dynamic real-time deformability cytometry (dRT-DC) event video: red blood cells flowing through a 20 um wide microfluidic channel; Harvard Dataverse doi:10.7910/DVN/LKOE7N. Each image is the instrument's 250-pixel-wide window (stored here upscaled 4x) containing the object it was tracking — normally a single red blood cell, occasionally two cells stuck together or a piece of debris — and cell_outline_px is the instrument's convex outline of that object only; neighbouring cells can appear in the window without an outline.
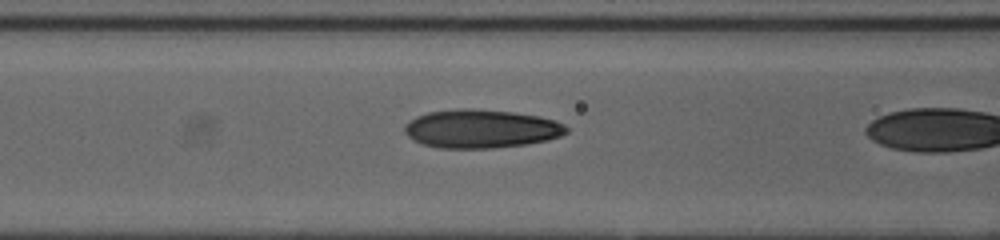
{"species": "human", "species_latin": "Homo sapiens", "temperature_condition": "cold", "stored_images_in_passage": 22, "camera_frame_rate_fps": 3000, "um_per_image_px": 0.085, "donor": {"sex": "female"}, "frame": {"image": 1, "passage_image": 21, "time_ms": 6.667, "image_size_px": [1000, 240], "cell_outline_px": [[568, 132], [560, 136], [548, 140], [528, 144], [492, 148], [440, 148], [424, 144], [408, 136], [404, 132], [404, 124], [416, 116], [428, 112], [460, 108], [468, 108], [512, 112], [540, 116], [556, 120], [564, 124], [568, 128]], "centroid_in_image_um": [40.92, 10.94], "position_along_channel_um": 125.7, "area_um2": 36.41}}